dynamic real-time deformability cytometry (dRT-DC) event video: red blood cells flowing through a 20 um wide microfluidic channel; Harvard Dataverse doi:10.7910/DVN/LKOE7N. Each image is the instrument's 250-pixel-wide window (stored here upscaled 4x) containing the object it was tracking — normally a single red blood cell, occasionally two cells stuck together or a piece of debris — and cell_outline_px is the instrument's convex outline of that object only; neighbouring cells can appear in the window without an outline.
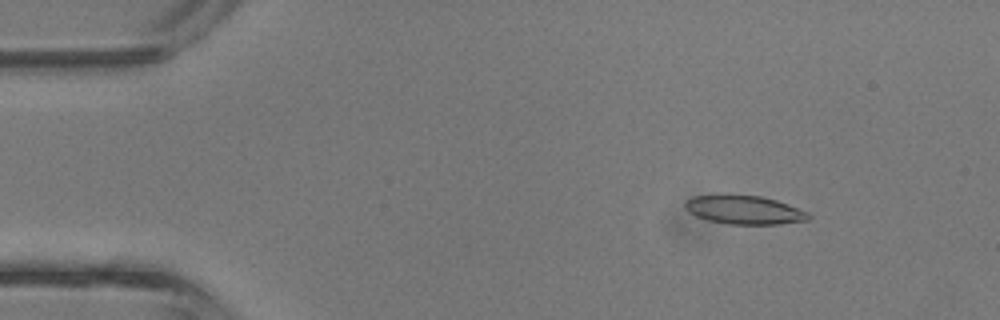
{"species": "common noctule bat (a hibernating species)", "species_latin": "Nyctalus noctula", "temperature_condition": "room temperature", "stored_images_in_passage": 41, "camera_frame_rate_fps": 3000, "um_per_image_px": 0.085, "animal": {"sex": "male", "body_mass_g": 13.3}, "frame": {"image": 1, "passage_image": 5, "time_ms": 1.333, "image_size_px": [1000, 320], "cell_outline_px": [[812, 216], [808, 220], [780, 224], [728, 224], [708, 220], [696, 216], [688, 212], [684, 208], [684, 204], [692, 196], [728, 192], [760, 196], [776, 200], [788, 204], [808, 212]], "centroid_in_image_um": [63.22, 17.8], "position_along_channel_um": 21.8, "area_um2": 21.27}}
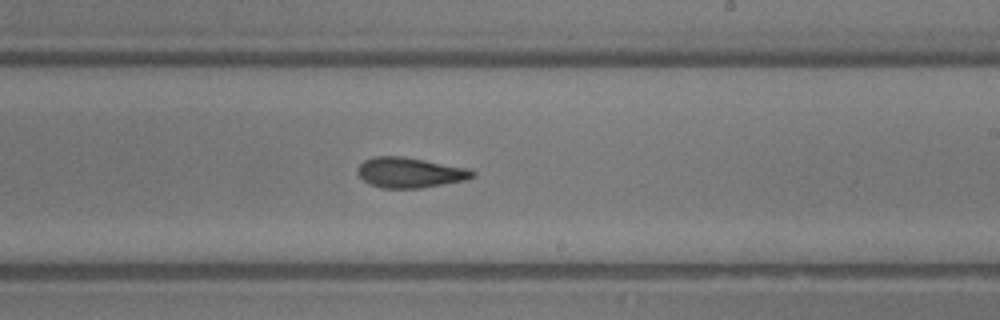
{"frame": {"image": 2, "passage_image": 24, "time_ms": 7.667, "image_size_px": [1000, 320], "cell_outline_px": [[476, 176], [468, 180], [420, 188], [380, 188], [368, 184], [356, 172], [360, 164], [364, 160], [372, 156], [400, 156], [472, 168], [476, 172]], "centroid_in_image_um": [34.88, 14.67], "position_along_channel_um": 254.1, "area_um2": 20.58}}
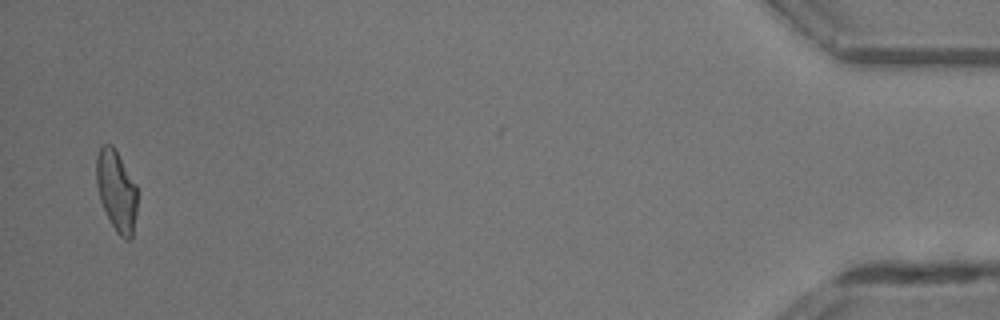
{"frame": {"image": 3, "passage_image": 40, "time_ms": 13.0, "image_size_px": [1000, 320], "cell_outline_px": [[136, 212], [132, 236], [128, 240], [124, 240], [116, 232], [100, 200], [96, 184], [96, 156], [100, 148], [104, 144], [112, 144], [116, 148], [136, 184]], "centroid_in_image_um": [9.89, 16.17], "position_along_channel_um": 425.3, "area_um2": 19.31}, "authors_computed_cell_mechanics": {"area_um2": 20.4612, "velocity_mm_per_s": 4.9519, "shape_relaxation_time_tau1_ms": 4.3864, "shape_relaxation_time_tau2_ms": 2.7765, "deformation_change_tau1": 0.1706, "deformation_change_tau2": 0.1283}}